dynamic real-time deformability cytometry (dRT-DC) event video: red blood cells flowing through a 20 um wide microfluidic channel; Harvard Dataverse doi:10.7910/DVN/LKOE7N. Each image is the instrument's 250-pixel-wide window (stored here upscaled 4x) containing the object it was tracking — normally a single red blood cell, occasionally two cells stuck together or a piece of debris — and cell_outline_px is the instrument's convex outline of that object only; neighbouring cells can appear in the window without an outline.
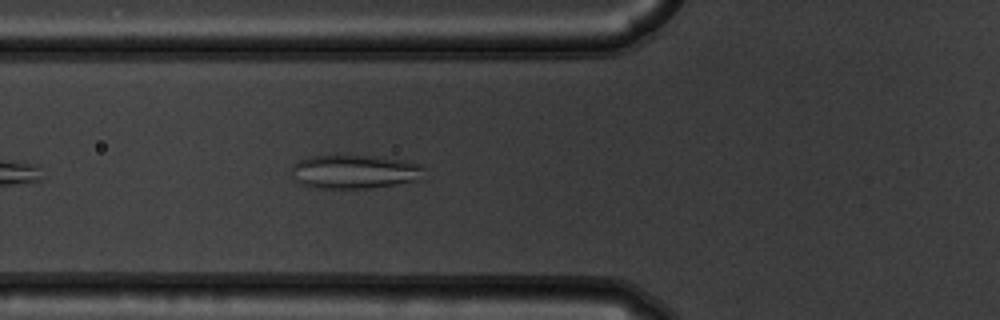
{"species": "common noctule bat (a hibernating species)", "species_latin": "Nyctalus noctula", "temperature_condition": "warm", "stored_images_in_passage": 37, "camera_frame_rate_fps": 3000, "um_per_image_px": 0.085, "animal": {"sex": "male", "body_mass_g": 19.5, "forearm_length_mm": 54.6}, "frame": {"image": 1, "passage_image": 6, "time_ms": 1.667, "image_size_px": [1000, 320], "cell_outline_px": [[424, 180], [372, 188], [316, 188], [300, 184], [296, 180], [292, 168], [292, 164], [300, 160], [312, 156], [336, 152], [404, 160], [420, 164], [424, 168]], "centroid_in_image_um": [30.17, 14.57], "position_along_channel_um": 95.6, "area_um2": 27.05}}
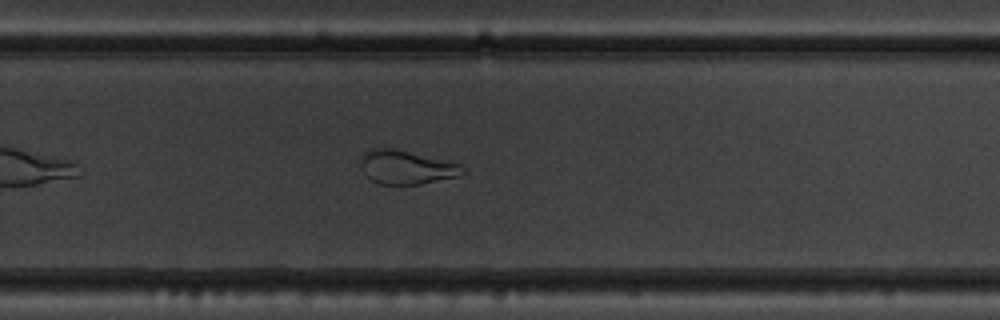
{"frame": {"image": 2, "passage_image": 22, "time_ms": 7.0, "image_size_px": [1000, 320], "cell_outline_px": [[468, 172], [456, 176], [420, 184], [380, 184], [372, 180], [360, 168], [360, 160], [364, 152], [372, 148], [392, 148], [460, 164], [468, 168]], "centroid_in_image_um": [34.54, 14.21], "position_along_channel_um": 295.3, "area_um2": 19.88}, "authors_computed_cell_mechanics": {"area_um2": 24.6806, "velocity_mm_per_s": 3.7556, "shape_relaxation_time_tau1_ms": null, "shape_relaxation_time_tau2_ms": 1.337, "deformation_change_tau1": null, "deformation_change_tau2": 0.0613}}